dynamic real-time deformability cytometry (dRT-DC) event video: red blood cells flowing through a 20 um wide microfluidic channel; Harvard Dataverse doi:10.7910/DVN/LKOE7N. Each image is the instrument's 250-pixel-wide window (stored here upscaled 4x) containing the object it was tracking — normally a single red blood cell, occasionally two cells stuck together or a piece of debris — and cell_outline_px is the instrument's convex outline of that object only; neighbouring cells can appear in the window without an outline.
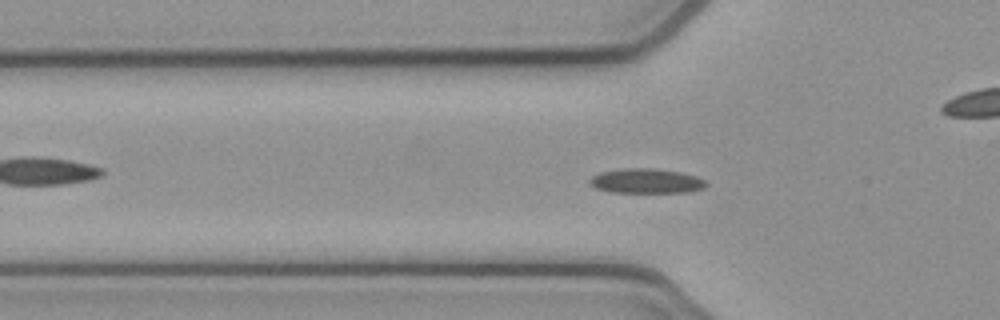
{"species": "common noctule bat (a hibernating species)", "species_latin": "Nyctalus noctula", "temperature_condition": "cold", "stored_images_in_passage": 54, "camera_frame_rate_fps": 3000, "um_per_image_px": 0.085, "animal": {"sex": "female", "body_mass_g": 21.9}, "frame": {"image": 1, "passage_image": 17, "time_ms": 5.333, "image_size_px": [1000, 320], "cell_outline_px": [[708, 184], [704, 188], [688, 192], [612, 192], [596, 188], [588, 184], [588, 180], [592, 176], [600, 172], [620, 168], [656, 168], [680, 172], [696, 176], [704, 180]], "centroid_in_image_um": [54.9, 15.37], "position_along_channel_um": 70.9, "area_um2": 16.88}}
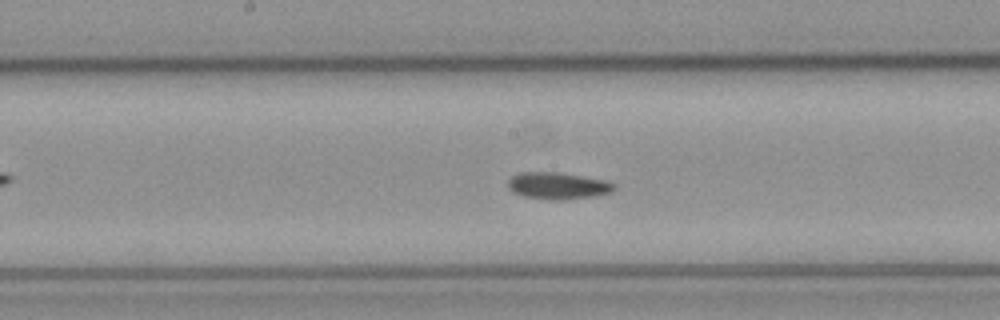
{"frame": {"image": 2, "passage_image": 27, "time_ms": 8.667, "image_size_px": [1000, 320], "cell_outline_px": [[616, 188], [612, 192], [592, 196], [560, 200], [552, 200], [524, 196], [512, 192], [508, 188], [508, 180], [512, 176], [520, 172], [560, 172], [608, 180], [616, 184]], "centroid_in_image_um": [47.44, 15.77], "position_along_channel_um": 200.8, "area_um2": 16.76}}
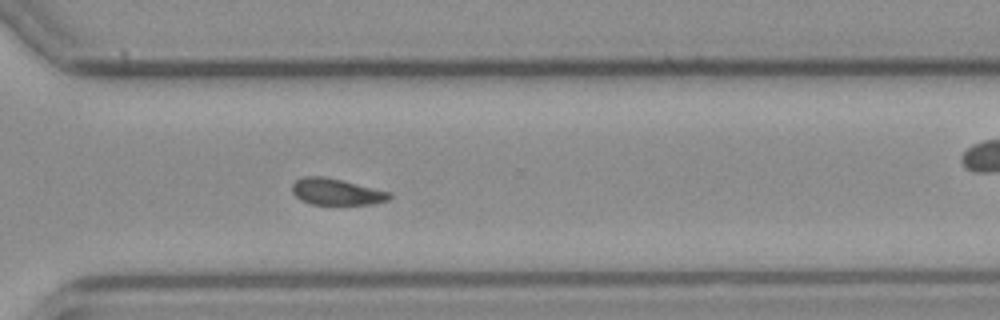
{"frame": {"image": 3, "passage_image": 38, "time_ms": 12.333, "image_size_px": [1000, 320], "cell_outline_px": [[392, 196], [388, 200], [376, 204], [312, 204], [300, 200], [292, 192], [292, 184], [296, 180], [304, 176], [324, 176], [392, 192]], "centroid_in_image_um": [28.61, 16.3], "position_along_channel_um": 342.0, "area_um2": 15.03}, "authors_computed_cell_mechanics": {"area_um2": 15.8372, "velocity_mm_per_s": 3.8731, "shape_relaxation_time_tau1_ms": 10.2717, "shape_relaxation_time_tau2_ms": null, "deformation_change_tau1": 0.1315, "deformation_change_tau2": null}}